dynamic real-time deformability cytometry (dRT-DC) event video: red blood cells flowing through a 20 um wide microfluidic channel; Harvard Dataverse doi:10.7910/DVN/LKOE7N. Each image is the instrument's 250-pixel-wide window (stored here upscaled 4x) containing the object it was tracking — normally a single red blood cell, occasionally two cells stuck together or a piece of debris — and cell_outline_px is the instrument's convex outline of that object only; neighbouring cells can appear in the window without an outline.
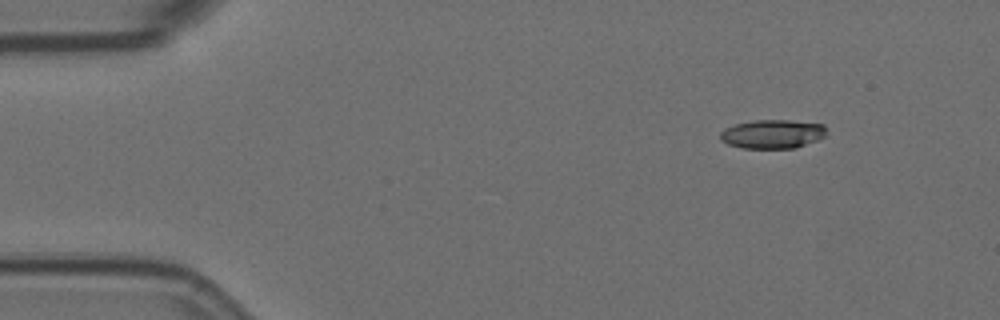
{"species": "Egyptian fruit bat (a non-hibernating species)", "species_latin": "Rousettus aegyptiacus", "temperature_condition": "room temperature", "stored_images_in_passage": 5, "camera_frame_rate_fps": 3000, "um_per_image_px": 0.085, "animal": {"sex": "female"}, "frame": {"image": 1, "passage_image": 2, "time_ms": 0.333, "image_size_px": [1000, 320], "cell_outline_px": [[824, 136], [816, 140], [796, 148], [740, 148], [728, 144], [720, 140], [720, 132], [724, 128], [736, 124], [752, 120], [788, 120], [824, 124]], "centroid_in_image_um": [65.61, 11.39], "position_along_channel_um": 19.4, "area_um2": 17.8}}
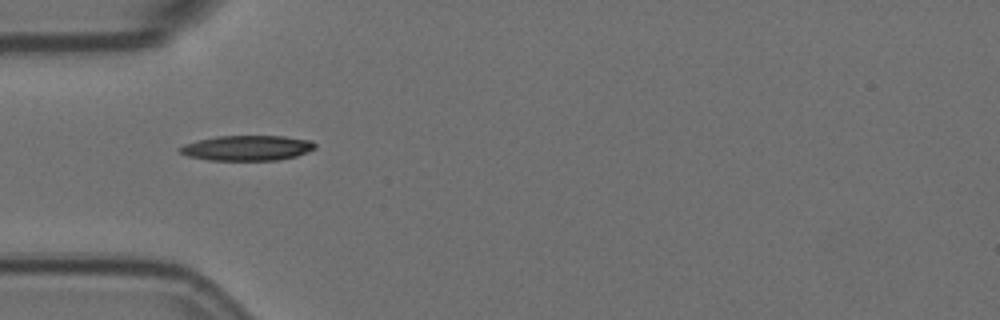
{"frame": {"image": 2, "passage_image": 4, "time_ms": 1.0, "image_size_px": [1000, 320], "cell_outline_px": [[316, 148], [296, 156], [276, 160], [208, 160], [188, 156], [180, 152], [180, 148], [184, 144], [216, 136], [284, 136], [312, 140], [316, 144]], "centroid_in_image_um": [21.04, 12.57], "position_along_channel_um": 64.0, "area_um2": 19.71}}
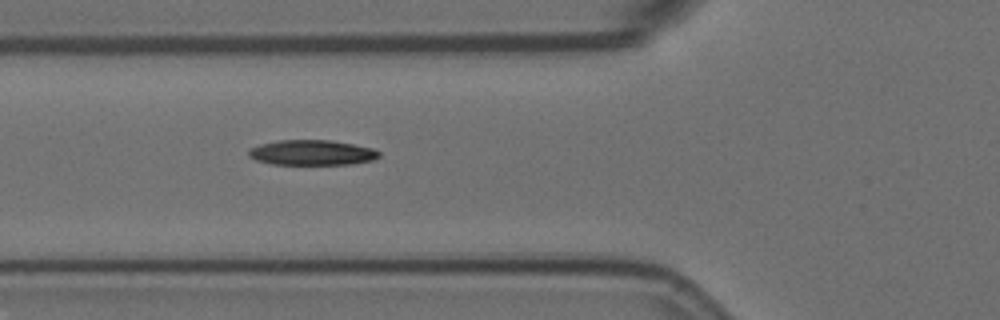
{"frame": {"image": 3, "passage_image": 5, "time_ms": 1.333, "image_size_px": [1000, 320], "cell_outline_px": [[380, 156], [372, 160], [352, 164], [272, 164], [256, 160], [248, 156], [248, 148], [260, 144], [280, 140], [328, 140], [352, 144], [372, 148], [380, 152]], "centroid_in_image_um": [26.48, 12.97], "position_along_channel_um": 99.3, "area_um2": 19.07}}